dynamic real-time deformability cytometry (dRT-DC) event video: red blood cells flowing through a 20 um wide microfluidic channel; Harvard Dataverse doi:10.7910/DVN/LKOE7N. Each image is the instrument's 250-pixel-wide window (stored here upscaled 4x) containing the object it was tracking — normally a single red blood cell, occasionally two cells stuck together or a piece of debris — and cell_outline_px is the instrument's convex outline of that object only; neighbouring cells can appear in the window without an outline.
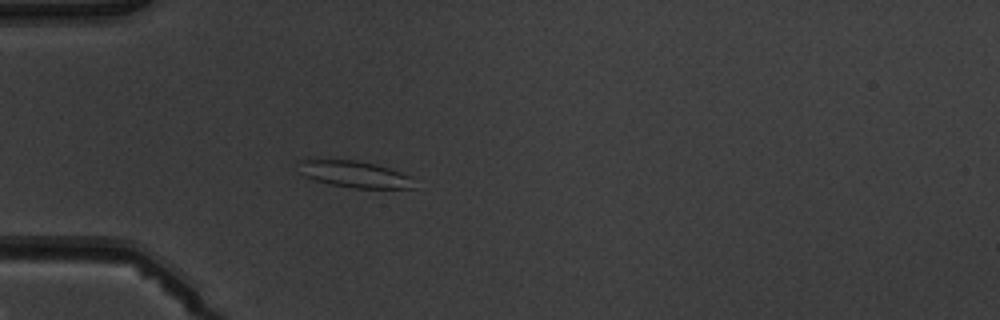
{"species": "common noctule bat (a hibernating species)", "species_latin": "Nyctalus noctula", "temperature_condition": "warm", "stored_images_in_passage": 3, "camera_frame_rate_fps": 3000, "um_per_image_px": 0.085, "animal": {"sex": "male", "body_mass_g": 19.5, "forearm_length_mm": 54.6}, "frame": {"image": 1, "passage_image": 3, "time_ms": 2.333, "image_size_px": [1000, 320], "cell_outline_px": [[416, 188], [356, 188], [328, 184], [304, 176], [300, 172], [296, 160], [308, 156], [356, 160], [376, 164], [400, 172], [408, 176]], "centroid_in_image_um": [29.95, 14.74], "position_along_channel_um": 55.1, "area_um2": 18.55}}